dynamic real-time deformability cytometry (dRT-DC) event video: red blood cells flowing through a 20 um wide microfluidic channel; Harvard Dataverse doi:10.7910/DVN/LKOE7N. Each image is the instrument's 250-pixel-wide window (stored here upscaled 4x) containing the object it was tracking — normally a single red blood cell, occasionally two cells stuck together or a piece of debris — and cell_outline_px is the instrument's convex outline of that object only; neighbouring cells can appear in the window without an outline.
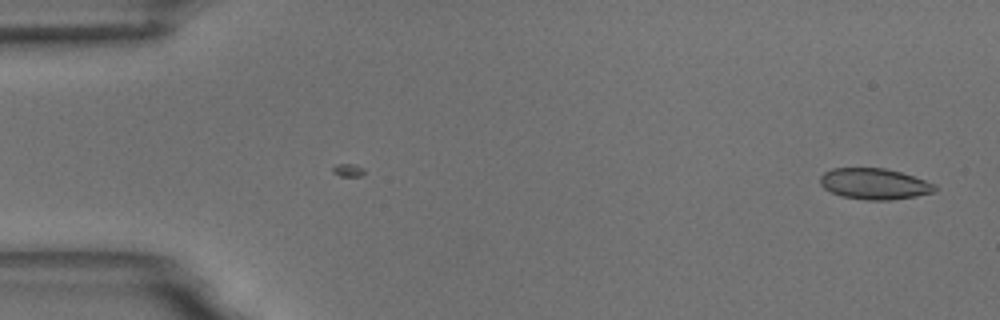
{"species": "common noctule bat (a hibernating species)", "species_latin": "Nyctalus noctula", "temperature_condition": "room temperature", "stored_images_in_passage": 54, "camera_frame_rate_fps": 3000, "um_per_image_px": 0.085, "animal": {"sex": "male", "body_mass_g": 18.8}, "frame": {"image": 1, "passage_image": 1, "time_ms": 0.0, "image_size_px": [1000, 320], "cell_outline_px": [[936, 188], [932, 192], [916, 196], [888, 200], [868, 200], [840, 196], [824, 188], [820, 184], [820, 176], [824, 172], [832, 168], [884, 168], [900, 172], [936, 184]], "centroid_in_image_um": [74.28, 15.62], "position_along_channel_um": 10.7, "area_um2": 20.58}}
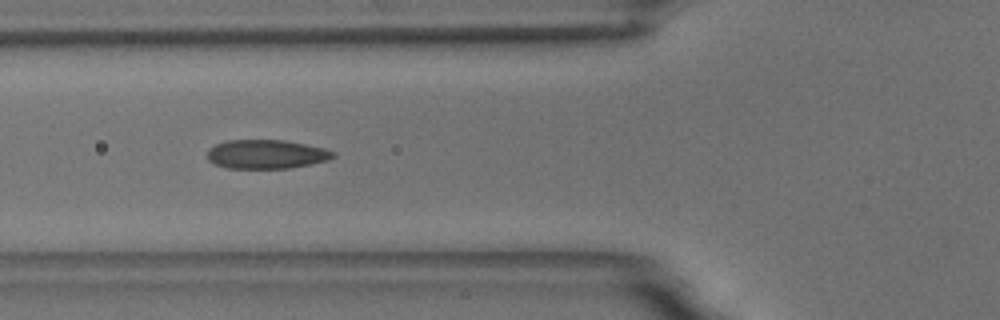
{"frame": {"image": 2, "passage_image": 19, "time_ms": 6.0, "image_size_px": [1000, 320], "cell_outline_px": [[336, 156], [328, 160], [288, 168], [228, 168], [216, 164], [208, 160], [208, 148], [216, 144], [228, 140], [284, 140], [324, 148], [336, 152]], "centroid_in_image_um": [22.64, 13.1], "position_along_channel_um": 103.2, "area_um2": 21.1}}
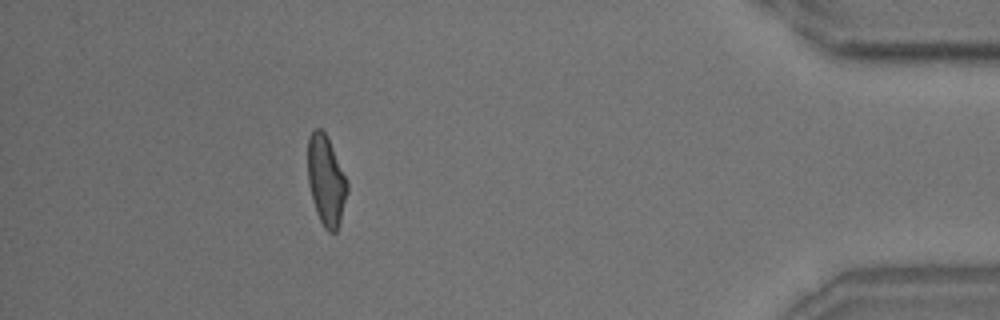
{"frame": {"image": 3, "passage_image": 48, "time_ms": 15.667, "image_size_px": [1000, 320], "cell_outline_px": [[348, 192], [340, 220], [336, 232], [328, 232], [324, 228], [316, 212], [312, 200], [308, 184], [308, 136], [316, 128], [320, 128], [328, 136], [348, 184]], "centroid_in_image_um": [27.71, 15.34], "position_along_channel_um": 407.5, "area_um2": 20.63}, "authors_computed_cell_mechanics": {"area_um2": 20.9814, "velocity_mm_per_s": 3.6705, "shape_relaxation_time_tau1_ms": 3.951, "shape_relaxation_time_tau2_ms": 1.3225, "deformation_change_tau1": 0.1269, "deformation_change_tau2": 0.0681}}